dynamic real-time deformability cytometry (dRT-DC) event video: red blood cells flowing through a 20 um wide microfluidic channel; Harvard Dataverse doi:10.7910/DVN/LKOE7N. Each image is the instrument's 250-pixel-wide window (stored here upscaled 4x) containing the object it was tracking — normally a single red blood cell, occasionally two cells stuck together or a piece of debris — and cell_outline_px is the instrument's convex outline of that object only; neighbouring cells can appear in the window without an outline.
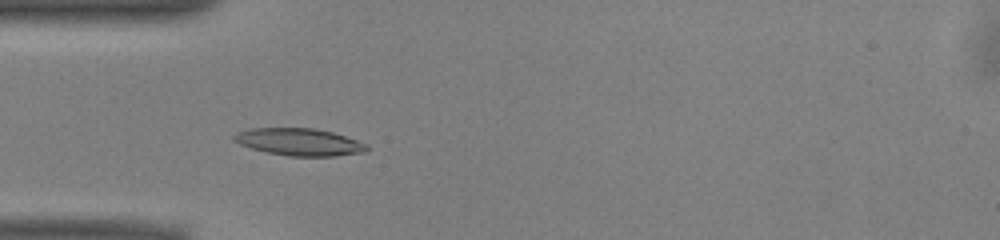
{"species": "common noctule bat (a hibernating species)", "species_latin": "Nyctalus noctula", "temperature_condition": "warm", "stored_images_in_passage": 50, "camera_frame_rate_fps": 3000, "um_per_image_px": 0.085, "animal": {"sex": "male", "body_mass_g": 13.0, "forearm_length_mm": 53.1}, "frame": {"image": 1, "passage_image": 14, "time_ms": 4.333, "image_size_px": [1000, 240], "cell_outline_px": [[368, 148], [364, 152], [336, 156], [288, 156], [268, 152], [252, 148], [240, 144], [232, 140], [232, 136], [236, 132], [248, 128], [312, 128], [332, 132], [368, 144]], "centroid_in_image_um": [25.4, 12.06], "position_along_channel_um": 59.6, "area_um2": 21.04}}
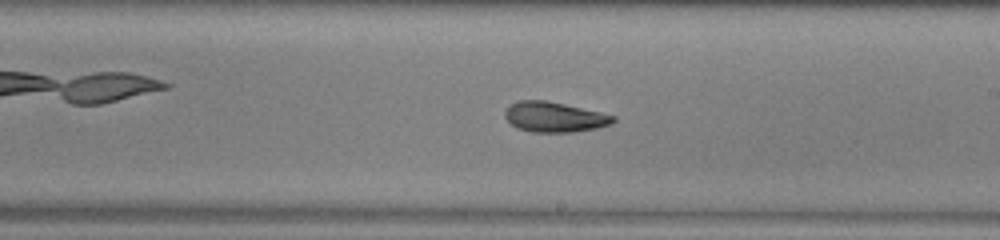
{"frame": {"image": 2, "passage_image": 28, "time_ms": 9.0, "image_size_px": [1000, 240], "cell_outline_px": [[616, 120], [608, 124], [596, 128], [572, 132], [532, 132], [516, 128], [504, 116], [504, 112], [516, 100], [544, 100], [564, 104], [600, 112], [616, 116]], "centroid_in_image_um": [47.1, 9.94], "position_along_channel_um": 241.9, "area_um2": 18.84}}
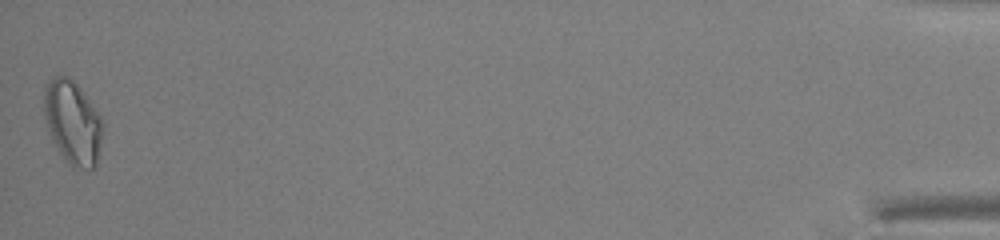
{"frame": {"image": 3, "passage_image": 50, "time_ms": 16.333, "image_size_px": [1000, 240], "cell_outline_px": [[104, 124], [96, 164], [92, 168], [72, 168], [64, 160], [52, 140], [44, 108], [44, 92], [52, 76], [68, 76], [80, 88], [100, 116]], "centroid_in_image_um": [6.19, 10.43], "position_along_channel_um": 429.0, "area_um2": 28.09}, "authors_computed_cell_mechanics": {"area_um2": 19.9121, "velocity_mm_per_s": 3.951, "shape_relaxation_time_tau1_ms": null, "shape_relaxation_time_tau2_ms": 5.0159, "deformation_change_tau1": null, "deformation_change_tau2": 0.1279}}